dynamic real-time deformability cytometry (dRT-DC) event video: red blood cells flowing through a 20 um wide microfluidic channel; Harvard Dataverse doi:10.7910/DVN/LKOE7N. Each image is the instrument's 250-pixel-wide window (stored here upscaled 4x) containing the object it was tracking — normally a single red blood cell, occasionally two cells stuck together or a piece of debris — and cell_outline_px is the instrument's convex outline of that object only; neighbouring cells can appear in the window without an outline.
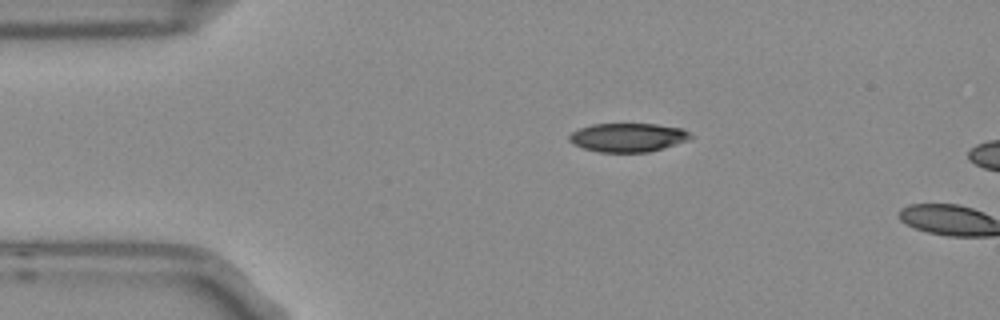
{"species": "Egyptian fruit bat (a non-hibernating species)", "species_latin": "Rousettus aegyptiacus", "temperature_condition": "room temperature", "stored_images_in_passage": 2, "camera_frame_rate_fps": 3000, "um_per_image_px": 0.085, "frame": {"image": 1, "passage_image": 1, "time_ms": 0.0, "image_size_px": [1000, 320], "cell_outline_px": [[692, 136], [688, 140], [664, 148], [648, 152], [600, 152], [584, 148], [572, 144], [568, 140], [568, 136], [572, 132], [580, 128], [592, 124], [656, 124], [684, 128]], "centroid_in_image_um": [53.36, 11.68], "position_along_channel_um": 31.6, "area_um2": 20.35}}